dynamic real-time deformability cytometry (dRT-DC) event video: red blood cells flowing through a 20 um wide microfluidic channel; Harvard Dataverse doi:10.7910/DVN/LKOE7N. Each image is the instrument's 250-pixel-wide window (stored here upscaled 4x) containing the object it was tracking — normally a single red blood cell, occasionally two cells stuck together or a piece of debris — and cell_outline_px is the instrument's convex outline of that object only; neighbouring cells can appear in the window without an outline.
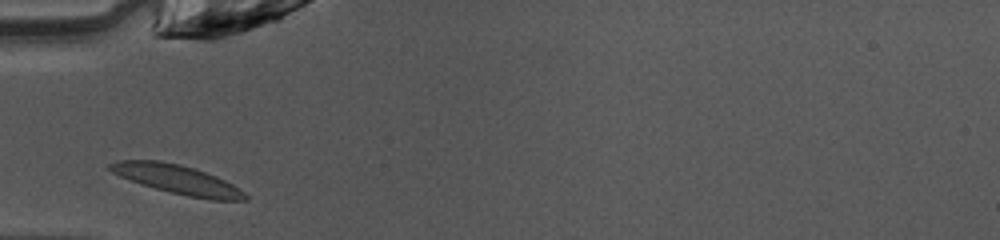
{"species": "common noctule bat (a hibernating species)", "species_latin": "Nyctalus noctula", "temperature_condition": "warm", "stored_images_in_passage": 25, "camera_frame_rate_fps": 3000, "um_per_image_px": 0.085, "animal": {"sex": "female", "body_mass_g": 10.0, "forearm_length_mm": 53.1}, "frame": {"image": 1, "passage_image": 1, "time_ms": 0.0, "image_size_px": [1000, 240], "cell_outline_px": [[248, 200], [212, 200], [188, 196], [156, 188], [120, 176], [112, 172], [108, 168], [108, 164], [116, 160], [160, 160], [180, 164], [196, 168], [216, 176], [232, 184], [244, 192], [248, 196]], "centroid_in_image_um": [15.09, 15.24], "position_along_channel_um": 69.9, "area_um2": 22.66}}
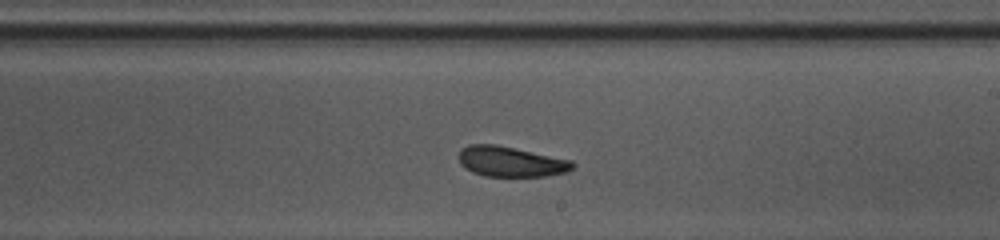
{"frame": {"image": 2, "passage_image": 14, "time_ms": 4.333, "image_size_px": [1000, 240], "cell_outline_px": [[576, 164], [568, 172], [544, 176], [484, 176], [472, 172], [464, 168], [460, 164], [460, 148], [468, 144], [496, 144], [572, 160]], "centroid_in_image_um": [43.41, 13.73], "position_along_channel_um": 245.6, "area_um2": 20.17}}
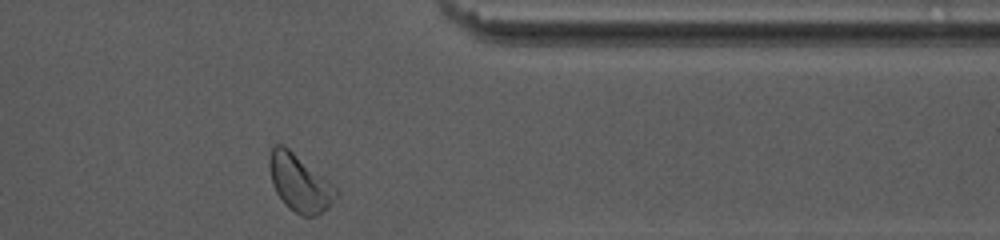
{"frame": {"image": 3, "passage_image": 25, "time_ms": 8.0, "image_size_px": [1000, 240], "cell_outline_px": [[340, 192], [328, 208], [316, 216], [304, 216], [288, 208], [284, 204], [276, 192], [272, 184], [268, 164], [268, 160], [272, 148], [276, 144], [284, 144], [328, 180]], "centroid_in_image_um": [25.46, 15.55], "position_along_channel_um": 385.9, "area_um2": 22.2}, "authors_computed_cell_mechanics": {"area_um2": 20.2878, "velocity_mm_per_s": 4.0475, "shape_relaxation_time_tau1_ms": 2.6267, "shape_relaxation_time_tau2_ms": 1.6897, "deformation_change_tau1": 0.1158, "deformation_change_tau2": 0.0831}}